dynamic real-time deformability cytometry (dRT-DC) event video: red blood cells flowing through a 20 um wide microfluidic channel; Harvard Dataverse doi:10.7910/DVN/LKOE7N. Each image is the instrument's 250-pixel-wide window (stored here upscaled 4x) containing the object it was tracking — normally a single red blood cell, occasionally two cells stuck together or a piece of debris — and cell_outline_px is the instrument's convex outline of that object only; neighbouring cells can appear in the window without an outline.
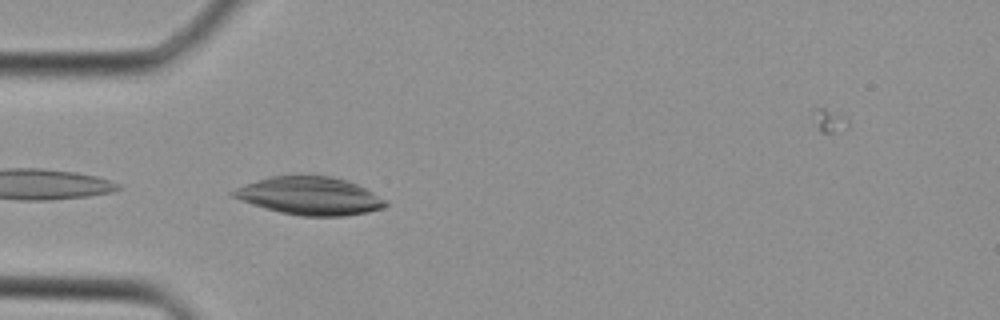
{"species": "Egyptian fruit bat (a non-hibernating species)", "species_latin": "Rousettus aegyptiacus", "temperature_condition": "cold", "stored_images_in_passage": 30, "camera_frame_rate_fps": 3000, "um_per_image_px": 0.085, "animal": {"sex": "female"}, "frame": {"image": 1, "passage_image": 7, "time_ms": 2.0, "image_size_px": [1000, 320], "cell_outline_px": [[388, 204], [384, 208], [368, 212], [344, 216], [300, 216], [280, 212], [264, 208], [228, 196], [228, 192], [236, 188], [272, 176], [332, 176], [348, 180], [388, 200]], "centroid_in_image_um": [26.34, 16.67], "position_along_channel_um": 58.7, "area_um2": 33.64}}
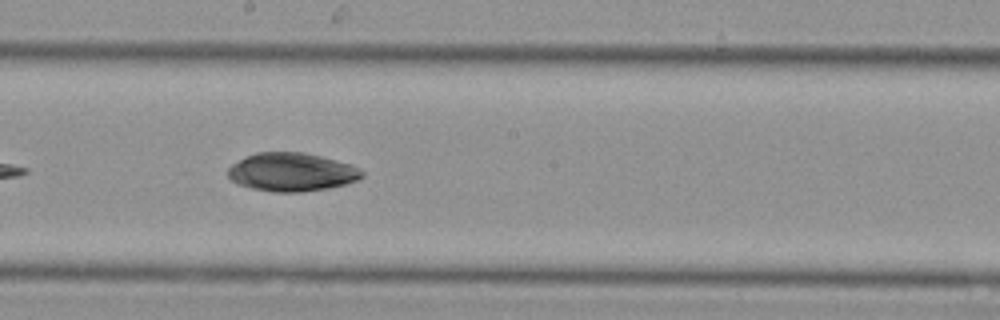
{"frame": {"image": 2, "passage_image": 17, "time_ms": 5.333, "image_size_px": [1000, 320], "cell_outline_px": [[364, 176], [360, 180], [328, 188], [300, 192], [272, 192], [252, 188], [236, 184], [228, 176], [228, 168], [232, 164], [256, 152], [304, 152], [352, 164], [360, 168], [364, 172]], "centroid_in_image_um": [24.82, 14.63], "position_along_channel_um": 223.4, "area_um2": 30.11}}
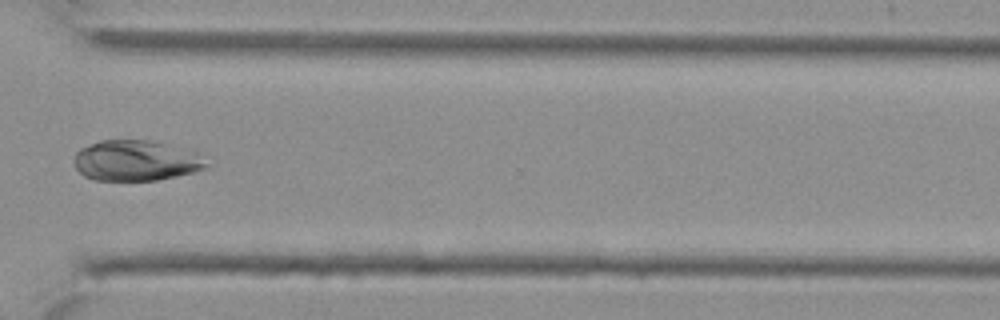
{"frame": {"image": 3, "passage_image": 25, "time_ms": 8.0, "image_size_px": [1000, 320], "cell_outline_px": [[208, 168], [176, 176], [156, 180], [92, 180], [84, 176], [76, 168], [76, 152], [80, 148], [100, 140], [148, 140], [164, 144], [192, 152], [208, 164]], "centroid_in_image_um": [11.49, 13.66], "position_along_channel_um": 359.1, "area_um2": 30.63}}